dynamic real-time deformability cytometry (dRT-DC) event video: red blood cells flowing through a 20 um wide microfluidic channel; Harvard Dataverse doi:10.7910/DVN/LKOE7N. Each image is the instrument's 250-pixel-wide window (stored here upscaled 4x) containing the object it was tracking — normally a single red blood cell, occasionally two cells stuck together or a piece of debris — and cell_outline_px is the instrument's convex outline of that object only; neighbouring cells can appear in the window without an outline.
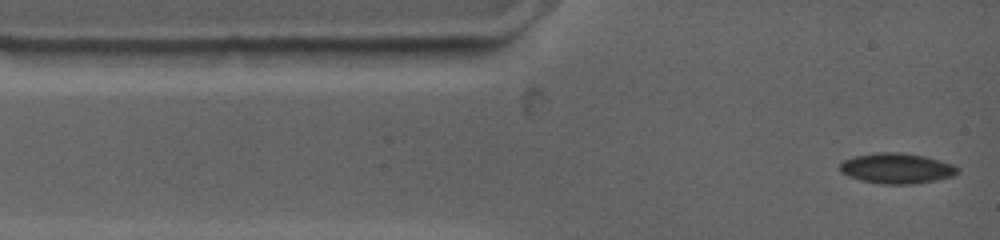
{"species": "common noctule bat (a hibernating species)", "species_latin": "Nyctalus noctula", "temperature_condition": "warm", "stored_images_in_passage": 7, "camera_frame_rate_fps": 4500, "um_per_image_px": 0.085, "animal": {"sex": "female", "body_mass_g": 19.0, "forearm_length_mm": 53.3}, "frame": {"image": 1, "passage_image": 1, "time_ms": 0.0, "image_size_px": [1000, 240], "cell_outline_px": [[960, 172], [952, 176], [932, 180], [900, 184], [888, 184], [864, 180], [852, 176], [844, 172], [840, 168], [840, 160], [852, 156], [876, 152], [900, 152], [924, 156], [940, 160], [952, 164], [960, 168]], "centroid_in_image_um": [76.23, 14.27], "position_along_channel_um": 8.8, "area_um2": 20.4}}
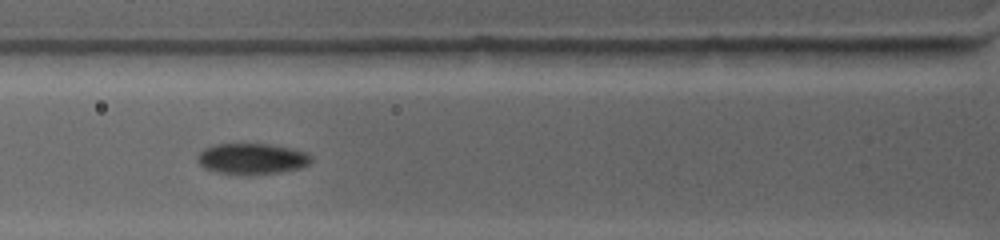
{"frame": {"image": 2, "passage_image": 6, "time_ms": 3.556, "image_size_px": [1000, 240], "cell_outline_px": [[312, 160], [308, 164], [300, 168], [280, 172], [252, 176], [236, 176], [216, 172], [204, 168], [200, 164], [196, 156], [204, 148], [212, 144], [268, 144], [288, 148], [304, 152], [312, 156]], "centroid_in_image_um": [21.36, 13.53], "position_along_channel_um": 104.4, "area_um2": 20.87}}
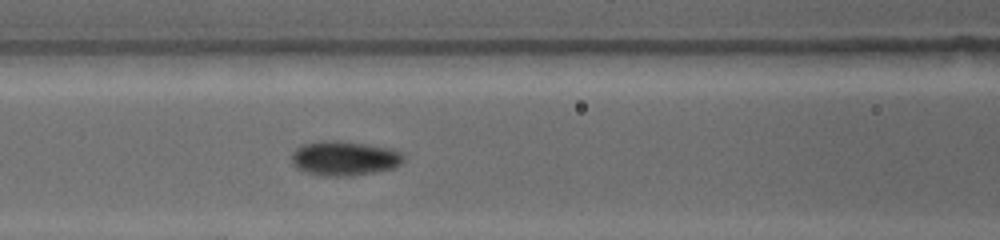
{"frame": {"image": 3, "passage_image": 7, "time_ms": 4.444, "image_size_px": [1000, 240], "cell_outline_px": [[404, 160], [400, 164], [392, 168], [352, 176], [324, 176], [304, 172], [296, 168], [292, 164], [292, 152], [300, 144], [316, 140], [336, 140], [364, 144], [388, 148], [400, 152], [404, 156]], "centroid_in_image_um": [29.19, 13.45], "position_along_channel_um": 137.4, "area_um2": 22.66}}